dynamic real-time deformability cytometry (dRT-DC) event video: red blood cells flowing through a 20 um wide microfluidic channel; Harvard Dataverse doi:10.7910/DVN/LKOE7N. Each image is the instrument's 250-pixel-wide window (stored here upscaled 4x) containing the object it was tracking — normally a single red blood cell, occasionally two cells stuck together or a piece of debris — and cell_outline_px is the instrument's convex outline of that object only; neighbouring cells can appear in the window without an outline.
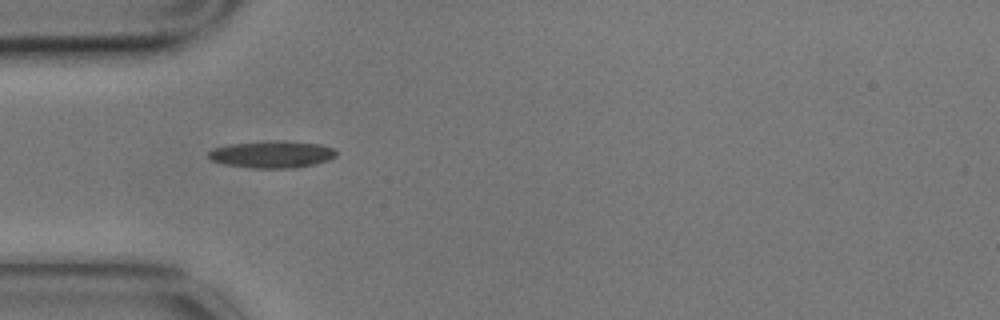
{"species": "common noctule bat (a hibernating species)", "species_latin": "Nyctalus noctula", "temperature_condition": "cold", "stored_images_in_passage": 2, "camera_frame_rate_fps": 3000, "um_per_image_px": 0.085, "animal": {"sex": "male", "body_mass_g": 17.9}, "frame": {"image": 1, "passage_image": 1, "time_ms": 0.0, "image_size_px": [1000, 320], "cell_outline_px": [[336, 156], [328, 160], [296, 168], [252, 168], [224, 164], [212, 160], [208, 156], [208, 152], [212, 148], [232, 144], [268, 140], [284, 140], [320, 144], [336, 148]], "centroid_in_image_um": [23.14, 13.11], "position_along_channel_um": 61.9, "area_um2": 20.29}}